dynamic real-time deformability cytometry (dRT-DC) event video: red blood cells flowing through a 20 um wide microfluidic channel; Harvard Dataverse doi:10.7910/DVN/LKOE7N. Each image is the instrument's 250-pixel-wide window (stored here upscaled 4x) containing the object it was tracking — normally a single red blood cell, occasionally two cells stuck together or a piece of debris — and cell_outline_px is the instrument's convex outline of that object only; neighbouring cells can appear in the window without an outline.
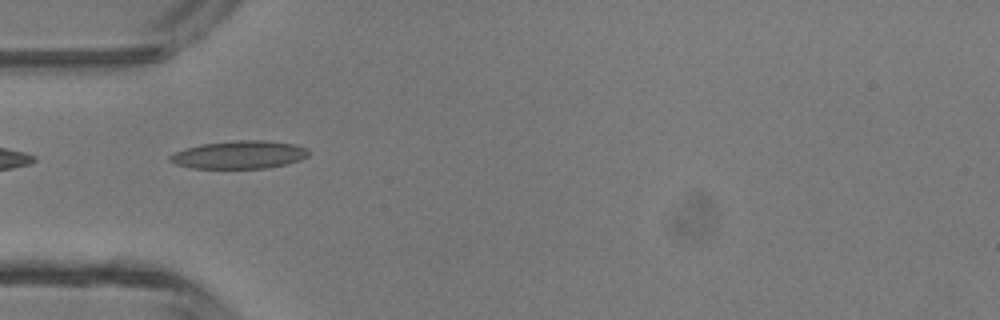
{"species": "common noctule bat (a hibernating species)", "species_latin": "Nyctalus noctula", "temperature_condition": "room temperature", "stored_images_in_passage": 3, "camera_frame_rate_fps": 3000, "um_per_image_px": 0.085, "animal": {"sex": "male", "body_mass_g": 13.3}, "frame": {"image": 1, "passage_image": 1, "time_ms": 0.0, "image_size_px": [1000, 320], "cell_outline_px": [[308, 156], [300, 160], [288, 164], [264, 168], [192, 168], [176, 164], [168, 160], [168, 156], [176, 152], [200, 144], [236, 140], [264, 140], [296, 144], [308, 148]], "centroid_in_image_um": [20.37, 13.15], "position_along_channel_um": 64.6, "area_um2": 22.6}}
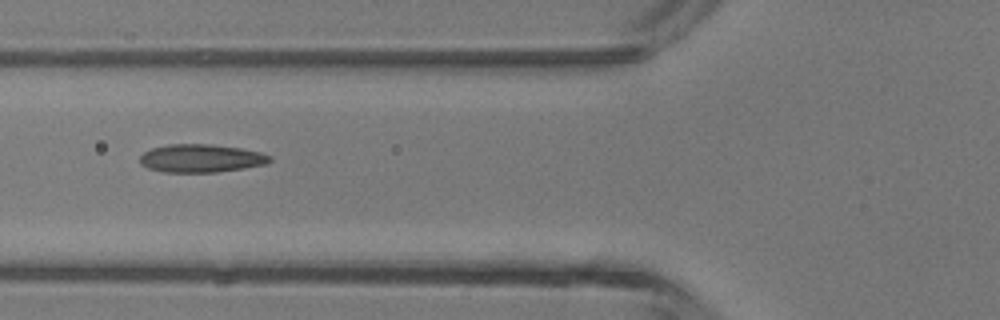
{"frame": {"image": 2, "passage_image": 2, "time_ms": 0.333, "image_size_px": [1000, 320], "cell_outline_px": [[272, 160], [268, 164], [244, 168], [216, 172], [164, 172], [148, 168], [140, 164], [140, 156], [144, 152], [152, 148], [168, 144], [208, 144], [240, 148], [260, 152], [272, 156]], "centroid_in_image_um": [17.1, 13.46], "position_along_channel_um": 108.7, "area_um2": 21.33}}
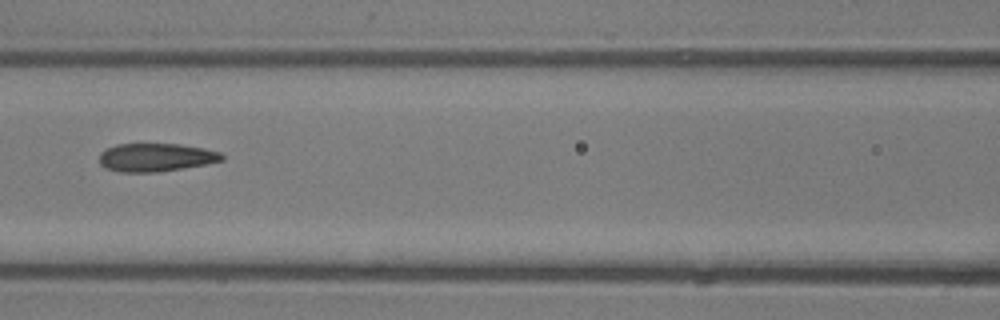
{"frame": {"image": 3, "passage_image": 3, "time_ms": 0.667, "image_size_px": [1000, 320], "cell_outline_px": [[224, 160], [204, 164], [156, 172], [120, 172], [104, 168], [100, 164], [100, 152], [116, 144], [180, 144], [204, 148], [220, 152], [224, 156]], "centroid_in_image_um": [13.23, 13.37], "position_along_channel_um": 153.4, "area_um2": 20.06}}